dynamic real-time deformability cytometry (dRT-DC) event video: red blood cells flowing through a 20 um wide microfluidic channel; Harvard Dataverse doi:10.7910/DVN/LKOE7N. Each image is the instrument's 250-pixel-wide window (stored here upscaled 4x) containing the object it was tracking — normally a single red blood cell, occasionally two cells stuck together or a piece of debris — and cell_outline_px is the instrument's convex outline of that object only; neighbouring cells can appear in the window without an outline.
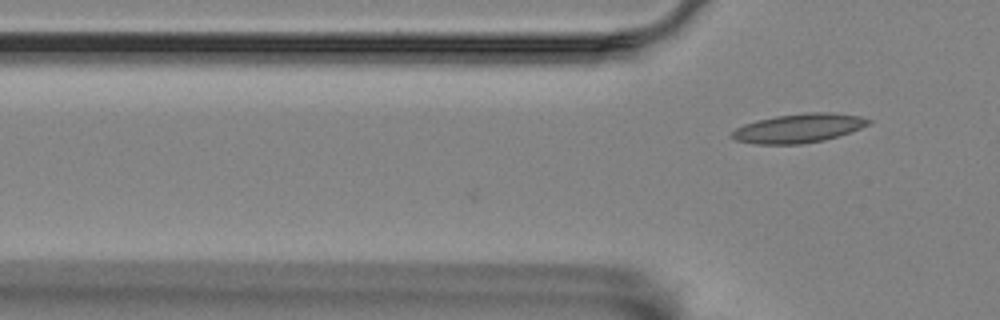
{"species": "Egyptian fruit bat (a non-hibernating species)", "species_latin": "Rousettus aegyptiacus", "temperature_condition": "room temperature", "stored_images_in_passage": 3, "camera_frame_rate_fps": 3000, "um_per_image_px": 0.085, "animal": {"sex": "female"}, "frame": {"image": 1, "passage_image": 3, "time_ms": 0.667, "image_size_px": [1000, 320], "cell_outline_px": [[872, 120], [868, 124], [860, 128], [824, 140], [804, 144], [756, 144], [736, 140], [732, 136], [732, 132], [736, 128], [744, 124], [756, 120], [776, 116], [804, 112], [832, 112], [860, 116]], "centroid_in_image_um": [67.87, 10.89], "position_along_channel_um": 57.9, "area_um2": 22.95}}